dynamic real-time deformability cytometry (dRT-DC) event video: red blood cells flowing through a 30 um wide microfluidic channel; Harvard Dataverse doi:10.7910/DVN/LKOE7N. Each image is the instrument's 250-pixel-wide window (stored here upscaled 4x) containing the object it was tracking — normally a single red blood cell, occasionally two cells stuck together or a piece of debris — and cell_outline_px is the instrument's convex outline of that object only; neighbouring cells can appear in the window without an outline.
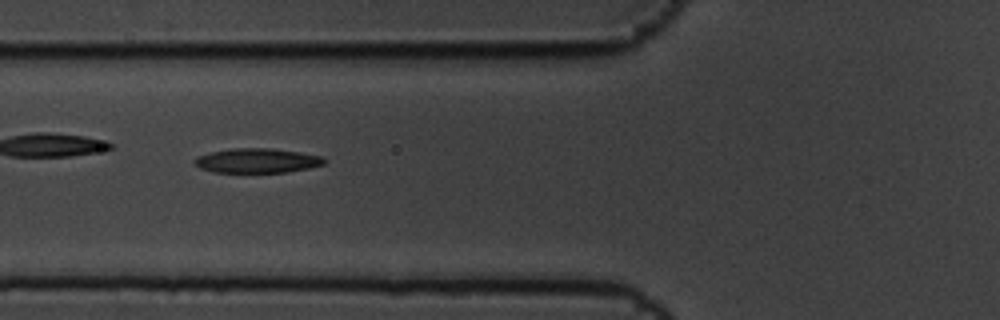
{"species": "common noctule bat (a hibernating species)", "species_latin": "Nyctalus noctula", "temperature_condition": "cold", "stored_images_in_passage": 7, "camera_frame_rate_fps": 3000, "um_per_image_px": 0.085, "animal": {"sex": "male", "body_mass_g": 19.5, "forearm_length_mm": 54.6}, "frame": {"image": 1, "passage_image": 7, "time_ms": 2.0, "image_size_px": [1000, 320], "cell_outline_px": [[328, 160], [324, 164], [308, 168], [288, 172], [212, 172], [200, 168], [192, 160], [196, 156], [212, 152], [232, 148], [272, 148], [300, 152], [324, 156]], "centroid_in_image_um": [21.88, 13.65], "position_along_channel_um": 103.9, "area_um2": 18.67}}